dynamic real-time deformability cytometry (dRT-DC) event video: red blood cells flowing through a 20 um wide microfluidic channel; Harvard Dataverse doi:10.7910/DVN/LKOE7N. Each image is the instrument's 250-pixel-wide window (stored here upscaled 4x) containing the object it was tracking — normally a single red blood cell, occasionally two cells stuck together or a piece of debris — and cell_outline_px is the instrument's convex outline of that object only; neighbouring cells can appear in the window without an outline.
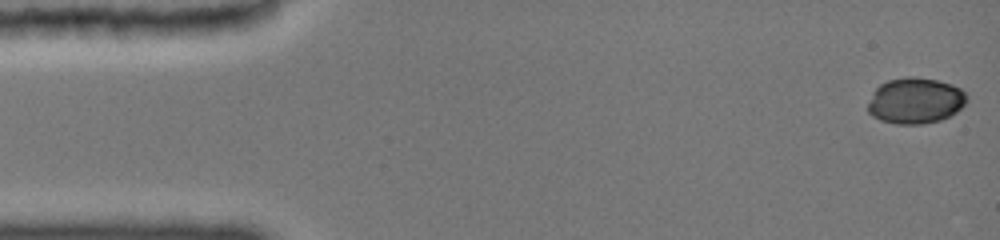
{"species": "common noctule bat (a hibernating species)", "species_latin": "Nyctalus noctula", "temperature_condition": "cold", "stored_images_in_passage": 54, "camera_frame_rate_fps": 3000, "um_per_image_px": 0.085, "animal": {"sex": "female", "body_mass_g": 19.0, "forearm_length_mm": 51.5}, "frame": {"image": 1, "passage_image": 1, "time_ms": 0.0, "image_size_px": [1000, 240], "cell_outline_px": [[968, 100], [956, 112], [940, 120], [920, 124], [896, 124], [880, 120], [872, 116], [868, 112], [868, 104], [872, 92], [880, 84], [888, 80], [908, 76], [916, 76], [936, 80], [952, 84], [960, 88], [968, 96]], "centroid_in_image_um": [77.79, 8.55], "position_along_channel_um": 7.2, "area_um2": 26.59}}
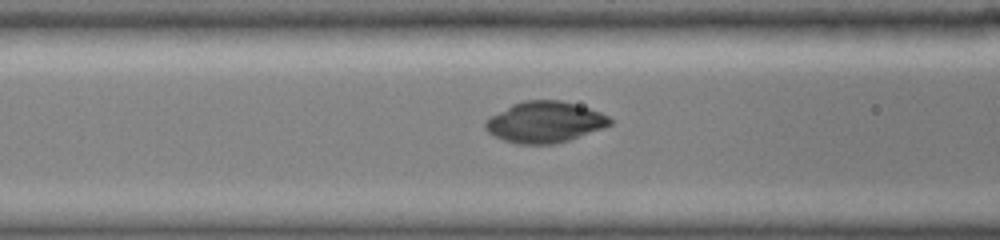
{"frame": {"image": 2, "passage_image": 20, "time_ms": 6.0, "image_size_px": [1000, 240], "cell_outline_px": [[612, 124], [568, 140], [552, 144], [524, 144], [504, 140], [488, 132], [484, 128], [484, 124], [492, 116], [512, 104], [524, 100], [560, 100], [576, 104], [600, 112], [608, 116], [612, 120]], "centroid_in_image_um": [46.31, 10.37], "position_along_channel_um": 120.3, "area_um2": 29.3}}
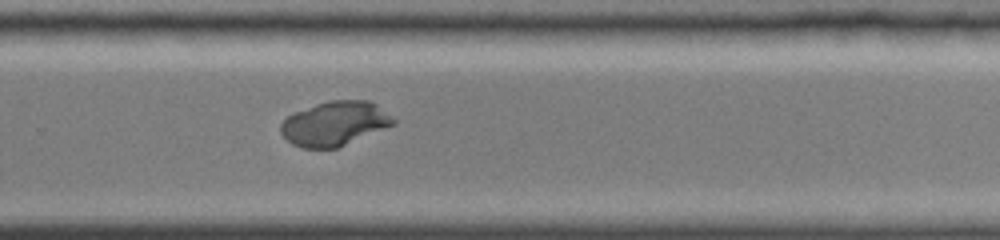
{"frame": {"image": 3, "passage_image": 34, "time_ms": 10.667, "image_size_px": [1000, 240], "cell_outline_px": [[396, 124], [336, 148], [304, 148], [292, 144], [280, 132], [280, 124], [288, 116], [296, 112], [316, 104], [328, 100], [368, 100], [376, 104], [396, 120]], "centroid_in_image_um": [28.46, 10.5], "position_along_channel_um": 301.3, "area_um2": 28.84}, "authors_computed_cell_mechanics": {"area_um2": 29.1601, "velocity_mm_per_s": 3.8923, "shape_relaxation_time_tau1_ms": 9.3528, "shape_relaxation_time_tau2_ms": null, "deformation_change_tau1": 0.1154, "deformation_change_tau2": null}}